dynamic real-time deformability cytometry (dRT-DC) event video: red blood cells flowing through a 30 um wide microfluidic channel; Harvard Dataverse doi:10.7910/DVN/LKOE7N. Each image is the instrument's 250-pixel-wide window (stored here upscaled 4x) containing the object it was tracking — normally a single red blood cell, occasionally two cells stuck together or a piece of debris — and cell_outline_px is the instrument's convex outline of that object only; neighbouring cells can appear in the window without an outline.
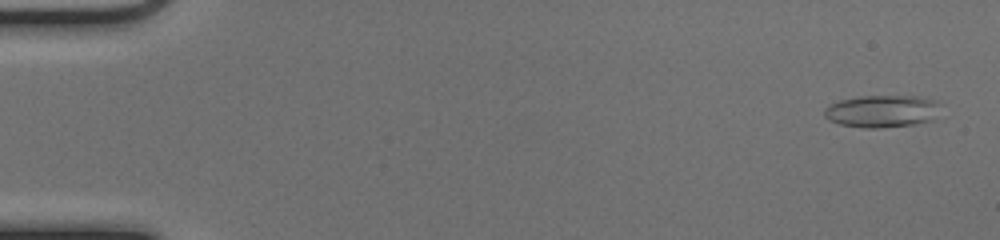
{"species": "common noctule bat (a hibernating species)", "species_latin": "Nyctalus noctula", "temperature_condition": "cold", "stored_images_in_passage": 53, "camera_frame_rate_fps": 3000, "um_per_image_px": 0.085, "animal": {"sex": "female", "body_mass_g": 17.0, "forearm_length_mm": 48.0}, "frame": {"image": 1, "passage_image": 3, "time_ms": 0.667, "image_size_px": [1000, 240], "cell_outline_px": [[936, 104], [932, 120], [916, 124], [880, 128], [864, 128], [840, 124], [828, 120], [824, 116], [824, 108], [840, 100], [860, 96], [916, 96], [936, 100]], "centroid_in_image_um": [74.89, 9.46], "position_along_channel_um": 10.1, "area_um2": 21.56}}
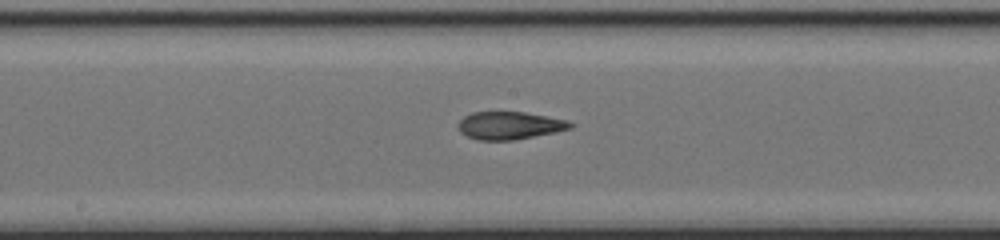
{"frame": {"image": 2, "passage_image": 29, "time_ms": 9.333, "image_size_px": [1000, 240], "cell_outline_px": [[576, 124], [572, 128], [556, 132], [512, 140], [480, 140], [468, 136], [460, 132], [460, 120], [464, 116], [472, 112], [524, 112], [548, 116], [568, 120]], "centroid_in_image_um": [43.38, 10.66], "position_along_channel_um": 204.8, "area_um2": 18.03}}
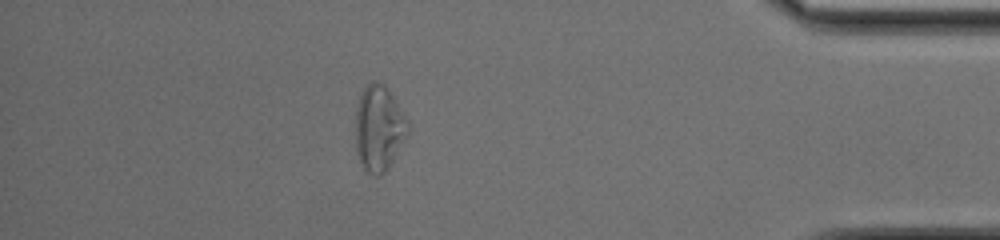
{"frame": {"image": 3, "passage_image": 47, "time_ms": 15.333, "image_size_px": [1000, 240], "cell_outline_px": [[408, 132], [388, 168], [380, 176], [372, 176], [364, 172], [360, 164], [356, 152], [356, 104], [364, 88], [372, 80], [376, 80], [384, 84], [408, 120]], "centroid_in_image_um": [32.17, 10.93], "position_along_channel_um": 403.0, "area_um2": 26.13}, "authors_computed_cell_mechanics": {"area_um2": 19.8832, "velocity_mm_per_s": 3.9778, "shape_relaxation_time_tau1_ms": null, "shape_relaxation_time_tau2_ms": 2.075, "deformation_change_tau1": null, "deformation_change_tau2": 0.1077}}